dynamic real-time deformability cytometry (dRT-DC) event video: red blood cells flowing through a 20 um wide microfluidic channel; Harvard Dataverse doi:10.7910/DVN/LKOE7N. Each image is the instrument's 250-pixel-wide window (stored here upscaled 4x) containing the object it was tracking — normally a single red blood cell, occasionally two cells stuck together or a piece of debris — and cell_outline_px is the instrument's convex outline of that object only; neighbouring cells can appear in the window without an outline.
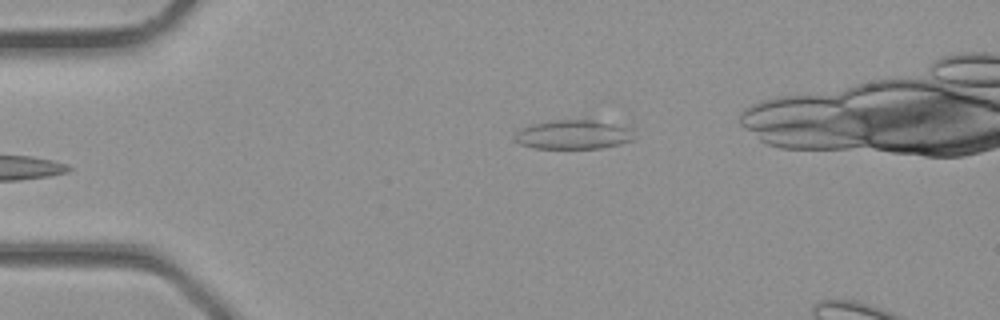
{"species": "common noctule bat (a hibernating species)", "species_latin": "Nyctalus noctula", "temperature_condition": "room temperature", "stored_images_in_passage": 3, "camera_frame_rate_fps": 3000, "um_per_image_px": 0.085, "animal": {"sex": "male", "body_mass_g": 23.1, "forearm_length_mm": 52.7}, "frame": {"image": 1, "passage_image": 3, "time_ms": 0.667, "image_size_px": [1000, 320], "cell_outline_px": [[632, 140], [620, 144], [600, 148], [536, 148], [520, 144], [512, 136], [520, 128], [528, 124], [548, 120], [584, 116], [588, 116], [628, 124], [632, 128]], "centroid_in_image_um": [48.8, 11.34], "position_along_channel_um": 36.2, "area_um2": 21.91}}